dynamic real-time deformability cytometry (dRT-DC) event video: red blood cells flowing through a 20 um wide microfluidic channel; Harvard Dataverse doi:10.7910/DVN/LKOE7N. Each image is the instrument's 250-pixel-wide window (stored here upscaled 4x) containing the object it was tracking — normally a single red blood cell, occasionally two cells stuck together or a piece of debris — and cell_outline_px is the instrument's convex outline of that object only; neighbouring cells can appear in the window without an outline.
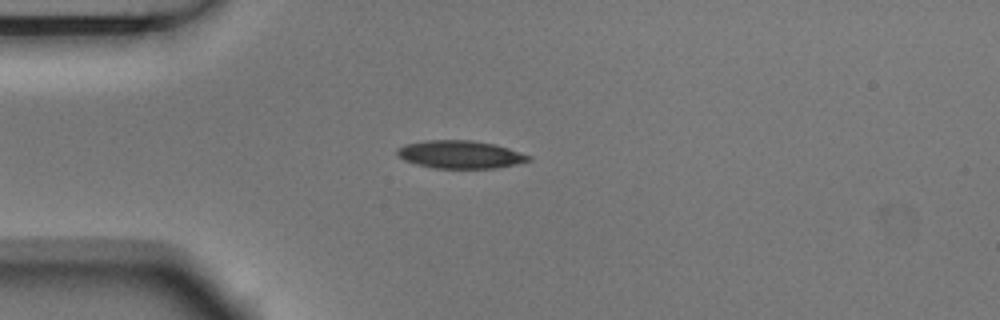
{"species": "Egyptian fruit bat (a non-hibernating species)", "species_latin": "Rousettus aegyptiacus", "temperature_condition": "room temperature", "stored_images_in_passage": 5, "camera_frame_rate_fps": 3000, "um_per_image_px": 0.085, "animal": {"sex": "male"}, "frame": {"image": 1, "passage_image": 2, "time_ms": 0.333, "image_size_px": [1000, 320], "cell_outline_px": [[532, 160], [516, 164], [496, 168], [432, 168], [416, 164], [404, 160], [396, 152], [396, 148], [404, 144], [424, 140], [472, 140], [496, 144], [532, 156]], "centroid_in_image_um": [39.11, 13.12], "position_along_channel_um": 45.9, "area_um2": 21.5}}
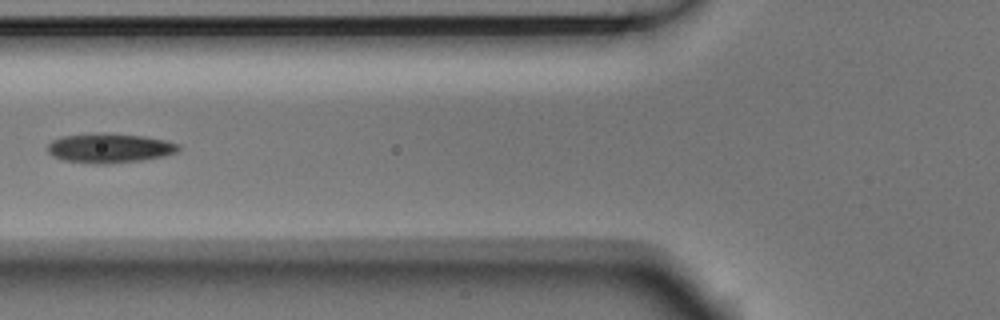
{"frame": {"image": 2, "passage_image": 4, "time_ms": 1.0, "image_size_px": [1000, 320], "cell_outline_px": [[180, 148], [176, 152], [160, 156], [140, 160], [108, 164], [96, 164], [64, 160], [52, 156], [48, 152], [48, 144], [52, 140], [64, 136], [96, 132], [104, 132], [144, 136], [164, 140], [180, 144]], "centroid_in_image_um": [9.28, 12.57], "position_along_channel_um": 116.5, "area_um2": 22.48}}
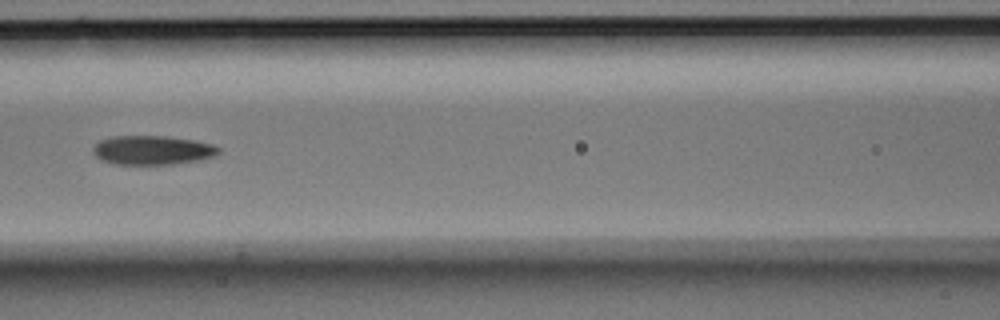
{"frame": {"image": 3, "passage_image": 5, "time_ms": 1.333, "image_size_px": [1000, 320], "cell_outline_px": [[220, 152], [216, 156], [200, 160], [176, 164], [116, 164], [100, 160], [92, 152], [92, 148], [100, 140], [112, 136], [164, 136], [196, 140], [212, 144], [220, 148]], "centroid_in_image_um": [12.97, 12.76], "position_along_channel_um": 153.6, "area_um2": 21.5}}